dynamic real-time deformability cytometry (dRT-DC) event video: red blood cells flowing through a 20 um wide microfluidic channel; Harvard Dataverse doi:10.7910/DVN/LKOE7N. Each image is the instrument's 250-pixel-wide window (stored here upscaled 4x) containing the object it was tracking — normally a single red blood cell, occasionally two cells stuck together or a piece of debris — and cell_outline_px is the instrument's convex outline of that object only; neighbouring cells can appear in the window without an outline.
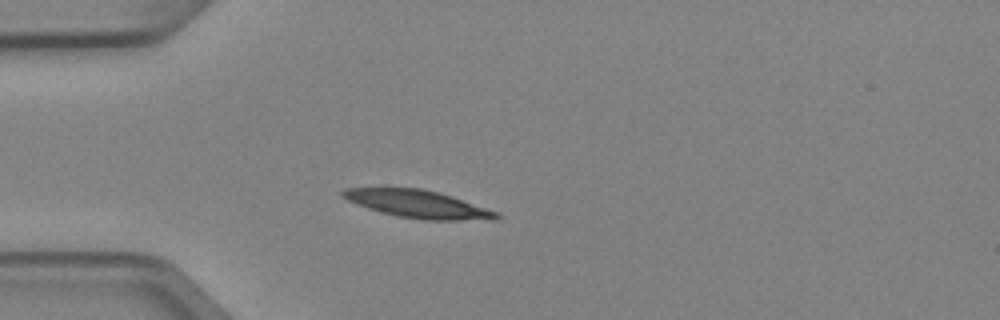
{"species": "Egyptian fruit bat (a non-hibernating species)", "species_latin": "Rousettus aegyptiacus", "temperature_condition": "cold", "stored_images_in_passage": 3, "camera_frame_rate_fps": 3000, "um_per_image_px": 0.085, "animal": {"sex": "female"}, "frame": {"image": 1, "passage_image": 2, "time_ms": 0.333, "image_size_px": [1000, 320], "cell_outline_px": [[500, 216], [496, 220], [424, 220], [396, 216], [380, 212], [368, 208], [348, 200], [340, 196], [340, 192], [344, 188], [420, 188], [452, 196], [500, 212]], "centroid_in_image_um": [35.56, 17.35], "position_along_channel_um": 49.4, "area_um2": 24.85}}